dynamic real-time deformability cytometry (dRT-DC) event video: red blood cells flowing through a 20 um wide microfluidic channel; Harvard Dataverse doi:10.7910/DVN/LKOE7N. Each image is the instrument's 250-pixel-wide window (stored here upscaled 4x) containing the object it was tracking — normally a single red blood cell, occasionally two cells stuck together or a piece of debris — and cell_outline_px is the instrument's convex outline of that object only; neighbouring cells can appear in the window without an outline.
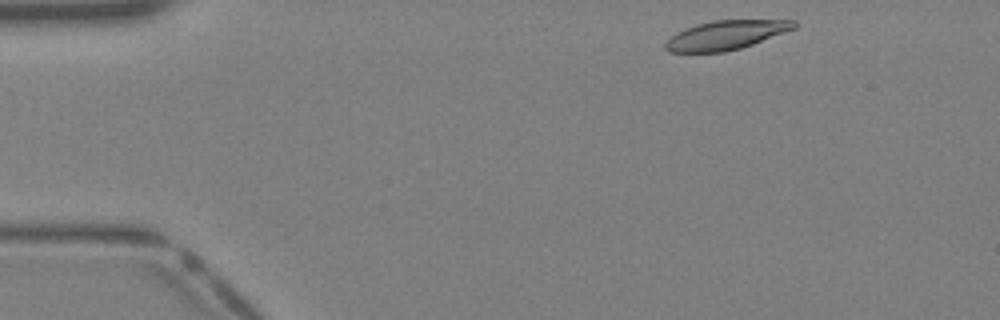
{"species": "Egyptian fruit bat (a non-hibernating species)", "species_latin": "Rousettus aegyptiacus", "temperature_condition": "warm", "stored_images_in_passage": 36, "camera_frame_rate_fps": 3000, "um_per_image_px": 0.085, "animal": {"sex": "female"}, "frame": {"image": 1, "passage_image": 2, "time_ms": 0.333, "image_size_px": [1000, 320], "cell_outline_px": [[796, 28], [752, 44], [740, 48], [724, 52], [668, 52], [664, 48], [664, 44], [672, 36], [684, 28], [696, 24], [716, 20], [796, 20]], "centroid_in_image_um": [61.69, 2.98], "position_along_channel_um": 23.3, "area_um2": 21.62}}
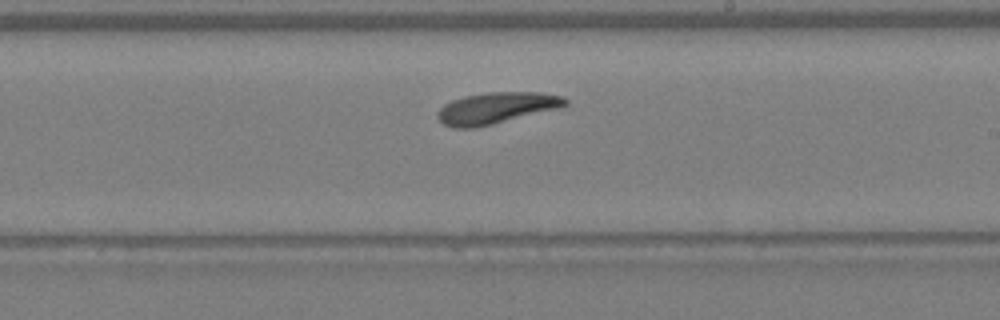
{"frame": {"image": 2, "passage_image": 20, "time_ms": 6.333, "image_size_px": [1000, 320], "cell_outline_px": [[568, 104], [560, 108], [492, 124], [472, 128], [456, 128], [444, 124], [436, 116], [436, 112], [444, 104], [452, 100], [464, 96], [488, 92], [540, 92], [564, 96], [568, 100]], "centroid_in_image_um": [42.2, 9.17], "position_along_channel_um": 246.8, "area_um2": 23.35}}
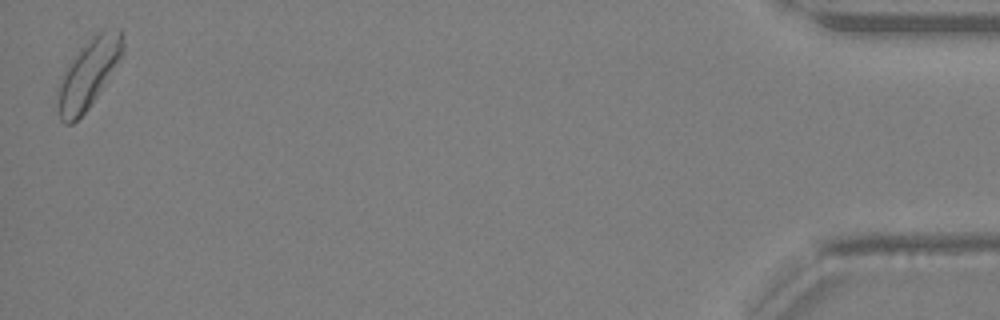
{"frame": {"image": 3, "passage_image": 36, "time_ms": 11.667, "image_size_px": [1000, 320], "cell_outline_px": [[124, 52], [96, 96], [88, 108], [72, 124], [64, 124], [60, 120], [56, 104], [56, 88], [60, 76], [80, 48], [100, 32], [120, 28], [124, 32]], "centroid_in_image_um": [7.47, 6.29], "position_along_channel_um": 427.7, "area_um2": 25.89}}